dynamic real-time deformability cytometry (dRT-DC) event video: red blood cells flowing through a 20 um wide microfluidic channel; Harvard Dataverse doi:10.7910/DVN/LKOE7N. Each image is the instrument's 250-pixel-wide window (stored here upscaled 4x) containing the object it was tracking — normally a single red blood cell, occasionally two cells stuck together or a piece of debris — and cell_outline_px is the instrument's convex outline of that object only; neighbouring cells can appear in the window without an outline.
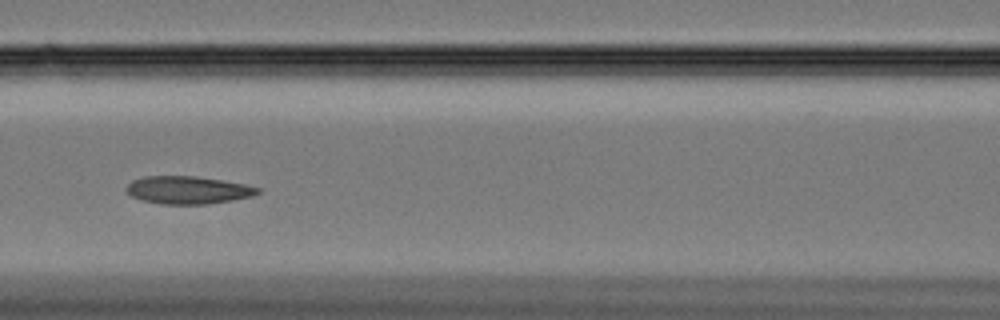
{"species": "Egyptian fruit bat (a non-hibernating species)", "species_latin": "Rousettus aegyptiacus", "temperature_condition": "cold", "stored_images_in_passage": 60, "camera_frame_rate_fps": 3000, "um_per_image_px": 0.085, "animal": {"sex": "female"}, "frame": {"image": 1, "passage_image": 27, "time_ms": 8.667, "image_size_px": [1000, 320], "cell_outline_px": [[260, 192], [252, 196], [232, 200], [208, 204], [160, 204], [140, 200], [132, 196], [124, 188], [132, 180], [144, 176], [196, 176], [244, 184], [260, 188]], "centroid_in_image_um": [15.94, 16.15], "position_along_channel_um": 150.7, "area_um2": 21.21}}
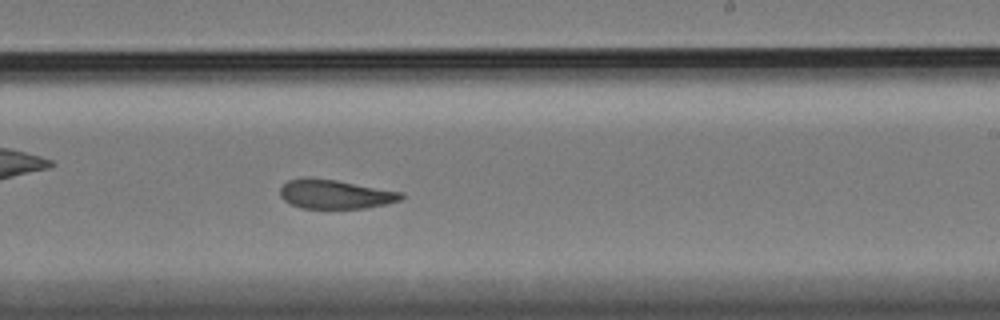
{"frame": {"image": 2, "passage_image": 37, "time_ms": 12.0, "image_size_px": [1000, 320], "cell_outline_px": [[404, 196], [400, 200], [384, 204], [364, 208], [300, 208], [288, 204], [280, 196], [280, 188], [288, 180], [304, 176], [308, 176], [336, 180], [404, 192]], "centroid_in_image_um": [28.44, 16.49], "position_along_channel_um": 260.6, "area_um2": 20.75}}
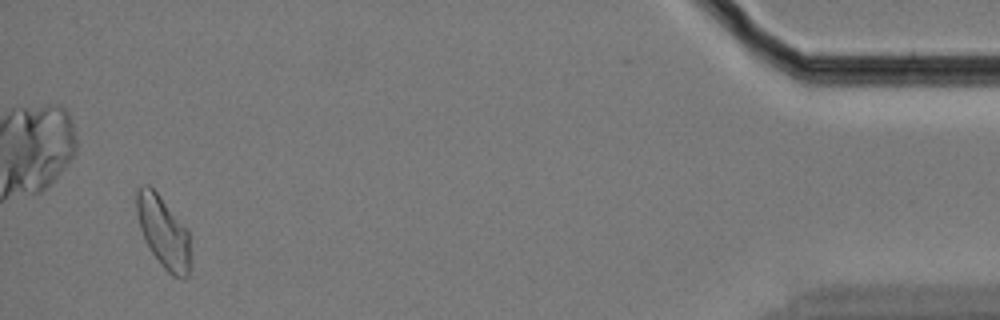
{"frame": {"image": 3, "passage_image": 58, "time_ms": 19.0, "image_size_px": [1000, 320], "cell_outline_px": [[192, 264], [188, 276], [184, 280], [172, 276], [160, 264], [144, 240], [140, 228], [136, 212], [136, 192], [144, 184], [148, 184], [160, 196], [188, 228], [192, 260]], "centroid_in_image_um": [13.93, 19.78], "position_along_channel_um": 421.3, "area_um2": 23.0}, "authors_computed_cell_mechanics": {"area_um2": 22.1374, "velocity_mm_per_s": 3.312, "shape_relaxation_time_tau1_ms": null, "shape_relaxation_time_tau2_ms": 3.3513, "deformation_change_tau1": null, "deformation_change_tau2": 0.0931}}